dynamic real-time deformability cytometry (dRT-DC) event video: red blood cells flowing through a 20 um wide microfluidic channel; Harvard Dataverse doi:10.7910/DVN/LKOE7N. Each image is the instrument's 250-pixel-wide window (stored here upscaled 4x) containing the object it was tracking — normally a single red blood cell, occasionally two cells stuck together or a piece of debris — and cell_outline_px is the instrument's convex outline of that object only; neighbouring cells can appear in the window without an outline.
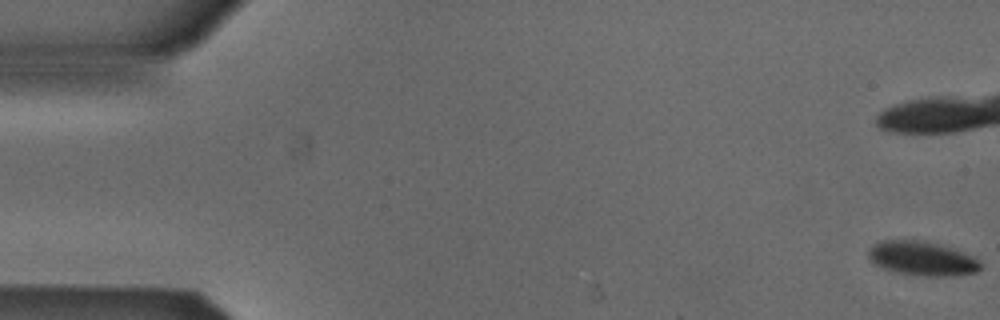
{"species": "Egyptian fruit bat (a non-hibernating species)", "species_latin": "Rousettus aegyptiacus", "temperature_condition": "cold", "stored_images_in_passage": 21, "camera_frame_rate_fps": 3000, "um_per_image_px": 0.085, "animal": {"sex": "male"}, "frame": {"image": 1, "passage_image": 1, "time_ms": 0.0, "image_size_px": [1000, 320], "cell_outline_px": [[980, 268], [976, 272], [952, 276], [916, 276], [896, 272], [872, 264], [868, 256], [868, 248], [872, 244], [884, 240], [912, 240], [936, 244], [972, 256], [980, 260]], "centroid_in_image_um": [78.31, 21.99], "position_along_channel_um": 6.7, "area_um2": 22.14}}